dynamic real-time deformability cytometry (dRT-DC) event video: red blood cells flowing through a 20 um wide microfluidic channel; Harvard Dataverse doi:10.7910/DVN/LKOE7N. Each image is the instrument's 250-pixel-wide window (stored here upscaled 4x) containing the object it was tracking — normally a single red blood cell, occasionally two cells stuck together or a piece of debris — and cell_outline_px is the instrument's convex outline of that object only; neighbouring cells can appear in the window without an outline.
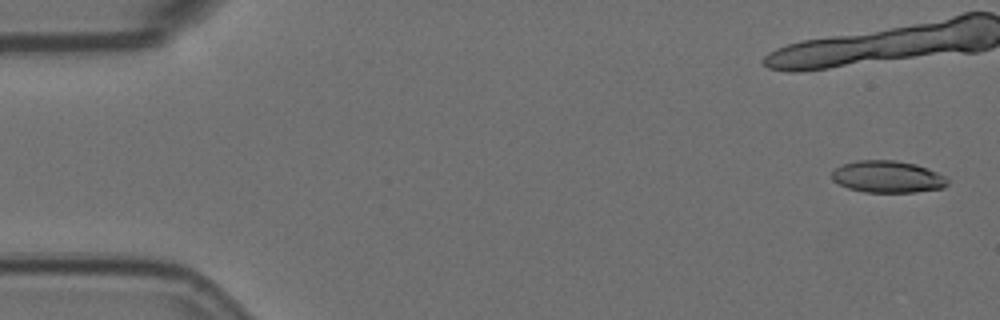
{"species": "Egyptian fruit bat (a non-hibernating species)", "species_latin": "Rousettus aegyptiacus", "temperature_condition": "room temperature", "stored_images_in_passage": 6, "camera_frame_rate_fps": 3000, "um_per_image_px": 0.085, "animal": {"sex": "female"}, "frame": {"image": 1, "passage_image": 1, "time_ms": 0.0, "image_size_px": [1000, 320], "cell_outline_px": [[948, 184], [944, 188], [916, 192], [864, 192], [848, 188], [832, 180], [832, 172], [836, 168], [844, 164], [856, 160], [896, 160], [916, 164], [928, 168], [948, 176]], "centroid_in_image_um": [75.5, 15.02], "position_along_channel_um": 9.5, "area_um2": 21.73}}